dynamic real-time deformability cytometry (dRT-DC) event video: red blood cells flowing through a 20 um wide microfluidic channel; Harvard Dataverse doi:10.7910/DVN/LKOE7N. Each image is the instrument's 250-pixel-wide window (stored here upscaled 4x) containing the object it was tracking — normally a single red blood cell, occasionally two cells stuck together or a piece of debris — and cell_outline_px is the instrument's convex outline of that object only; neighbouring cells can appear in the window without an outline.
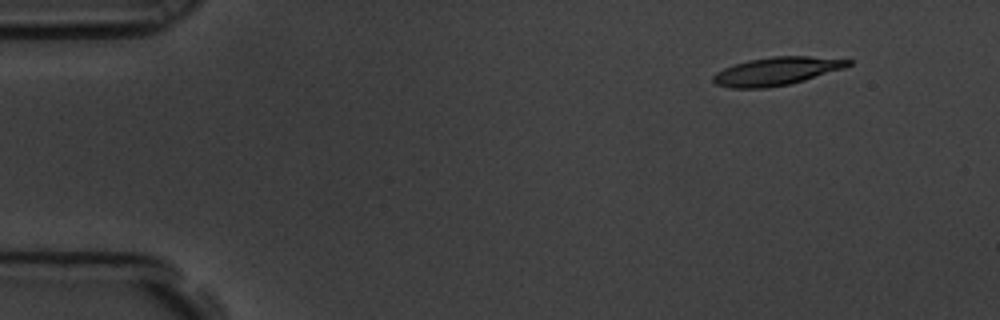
{"species": "common noctule bat (a hibernating species)", "species_latin": "Nyctalus noctula", "temperature_condition": "room temperature", "stored_images_in_passage": 4, "camera_frame_rate_fps": 3000, "um_per_image_px": 0.085, "animal": {"sex": "male", "body_mass_g": 19.5, "forearm_length_mm": 54.6}, "frame": {"image": 1, "passage_image": 1, "time_ms": 0.0, "image_size_px": [1000, 320], "cell_outline_px": [[852, 64], [844, 68], [792, 84], [764, 88], [732, 88], [716, 84], [712, 80], [712, 76], [716, 72], [724, 68], [748, 60], [772, 56], [808, 56], [852, 60]], "centroid_in_image_um": [66.01, 6.05], "position_along_channel_um": 19.0, "area_um2": 22.08}}
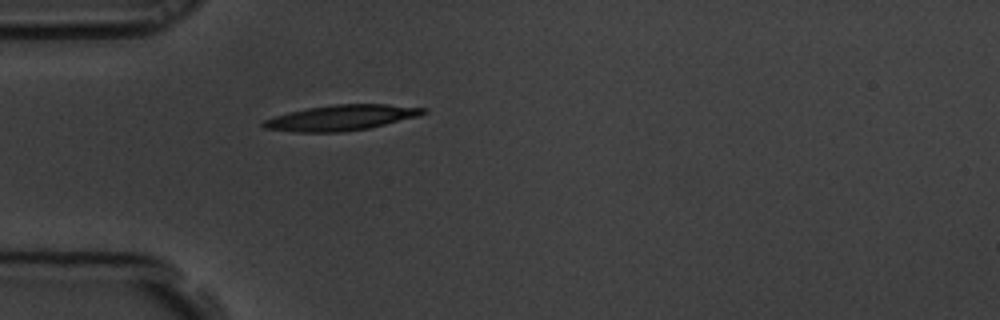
{"frame": {"image": 2, "passage_image": 4, "time_ms": 1.0, "image_size_px": [1000, 320], "cell_outline_px": [[428, 112], [420, 116], [368, 128], [340, 132], [296, 132], [264, 128], [260, 124], [264, 120], [288, 112], [308, 108], [336, 104], [388, 104], [428, 108]], "centroid_in_image_um": [29.05, 10.0], "position_along_channel_um": 55.9, "area_um2": 23.7}}